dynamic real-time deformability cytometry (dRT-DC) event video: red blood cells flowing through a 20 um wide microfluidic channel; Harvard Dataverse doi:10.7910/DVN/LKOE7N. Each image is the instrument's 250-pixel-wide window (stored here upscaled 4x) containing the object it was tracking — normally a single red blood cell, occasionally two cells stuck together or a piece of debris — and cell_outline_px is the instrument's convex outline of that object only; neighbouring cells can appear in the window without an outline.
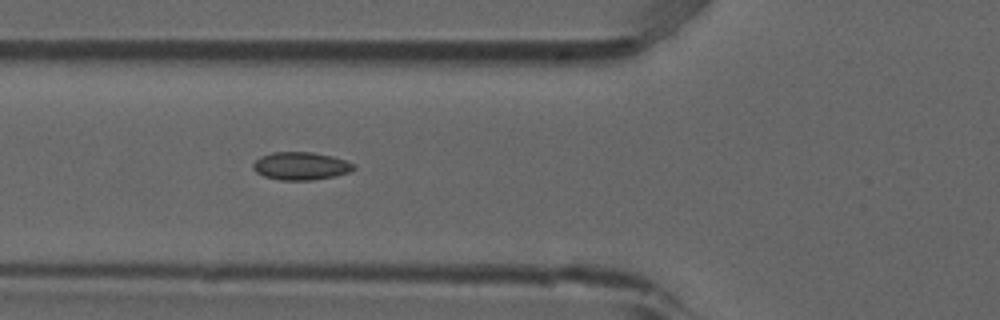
{"species": "common noctule bat (a hibernating species)", "species_latin": "Nyctalus noctula", "temperature_condition": "room temperature", "stored_images_in_passage": 5, "camera_frame_rate_fps": 3000, "um_per_image_px": 0.085, "animal": {"sex": "male", "forearm_length_mm": 52.5}, "frame": {"image": 1, "passage_image": 5, "time_ms": 1.333, "image_size_px": [1000, 320], "cell_outline_px": [[356, 168], [348, 172], [336, 176], [312, 180], [280, 180], [264, 176], [256, 172], [252, 168], [252, 164], [260, 156], [272, 152], [312, 152], [332, 156], [356, 164]], "centroid_in_image_um": [25.56, 14.11], "position_along_channel_um": 100.2, "area_um2": 16.42}}